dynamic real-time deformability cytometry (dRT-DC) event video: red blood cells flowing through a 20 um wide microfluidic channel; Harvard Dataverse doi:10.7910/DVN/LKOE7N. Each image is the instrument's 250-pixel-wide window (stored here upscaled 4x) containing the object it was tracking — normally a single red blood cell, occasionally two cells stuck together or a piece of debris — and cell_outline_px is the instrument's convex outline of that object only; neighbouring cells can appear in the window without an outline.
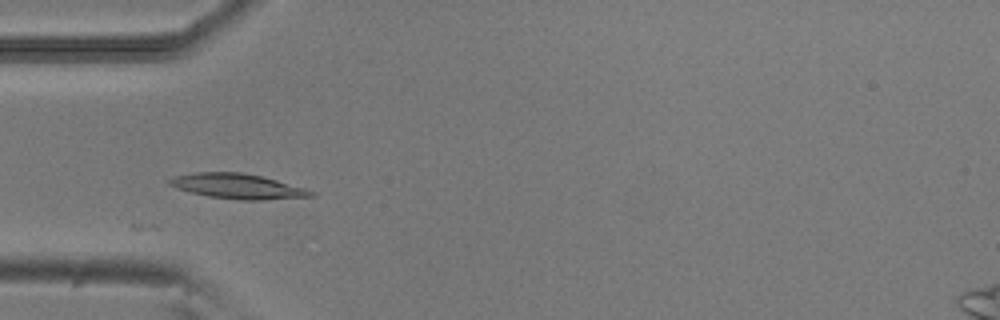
{"species": "common noctule bat (a hibernating species)", "species_latin": "Nyctalus noctula", "temperature_condition": "room temperature", "stored_images_in_passage": 8, "camera_frame_rate_fps": 3000, "um_per_image_px": 0.085, "animal": {"sex": "male", "body_mass_g": 20.5, "forearm_length_mm": 52.5}, "frame": {"image": 1, "passage_image": 5, "time_ms": 1.333, "image_size_px": [1000, 320], "cell_outline_px": [[316, 196], [260, 200], [240, 200], [208, 196], [176, 188], [168, 184], [164, 180], [172, 176], [196, 172], [240, 172], [260, 176], [276, 180], [304, 188], [316, 192]], "centroid_in_image_um": [20.15, 15.83], "position_along_channel_um": 64.9, "area_um2": 20.63}}
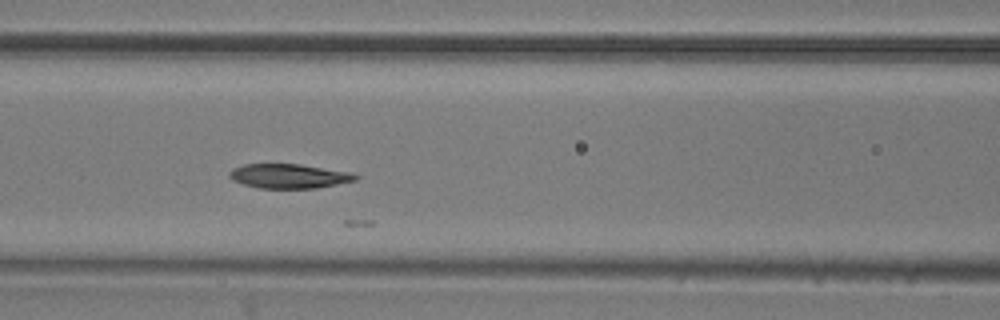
{"frame": {"image": 2, "passage_image": 7, "time_ms": 2.0, "image_size_px": [1000, 320], "cell_outline_px": [[360, 176], [356, 180], [316, 188], [256, 188], [232, 180], [228, 176], [228, 172], [232, 168], [244, 164], [300, 164], [352, 172]], "centroid_in_image_um": [24.54, 14.96], "position_along_channel_um": 142.1, "area_um2": 18.03}}